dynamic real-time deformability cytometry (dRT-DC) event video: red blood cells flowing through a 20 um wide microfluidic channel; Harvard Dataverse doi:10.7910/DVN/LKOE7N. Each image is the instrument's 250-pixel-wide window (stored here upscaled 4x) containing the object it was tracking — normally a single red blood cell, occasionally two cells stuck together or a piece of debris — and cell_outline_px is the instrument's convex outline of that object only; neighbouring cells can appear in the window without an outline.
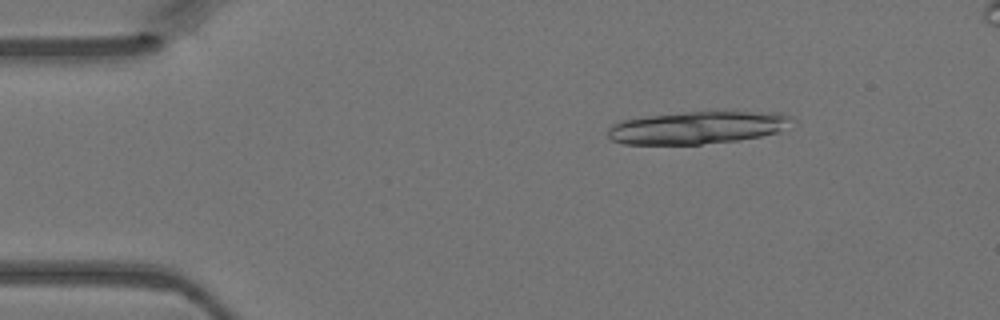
{"species": "Egyptian fruit bat (a non-hibernating species)", "species_latin": "Rousettus aegyptiacus", "temperature_condition": "warm", "stored_images_in_passage": 16, "camera_frame_rate_fps": 3000, "um_per_image_px": 0.085, "animal": {"sex": "female"}, "frame": {"image": 1, "passage_image": 7, "time_ms": 2.0, "image_size_px": [1000, 320], "cell_outline_px": [[796, 120], [780, 132], [760, 136], [736, 140], [700, 144], [624, 144], [612, 140], [608, 136], [608, 128], [612, 124], [620, 120], [648, 116], [684, 112], [780, 112], [792, 116]], "centroid_in_image_um": [59.31, 10.84], "position_along_channel_um": 25.7, "area_um2": 34.97}}